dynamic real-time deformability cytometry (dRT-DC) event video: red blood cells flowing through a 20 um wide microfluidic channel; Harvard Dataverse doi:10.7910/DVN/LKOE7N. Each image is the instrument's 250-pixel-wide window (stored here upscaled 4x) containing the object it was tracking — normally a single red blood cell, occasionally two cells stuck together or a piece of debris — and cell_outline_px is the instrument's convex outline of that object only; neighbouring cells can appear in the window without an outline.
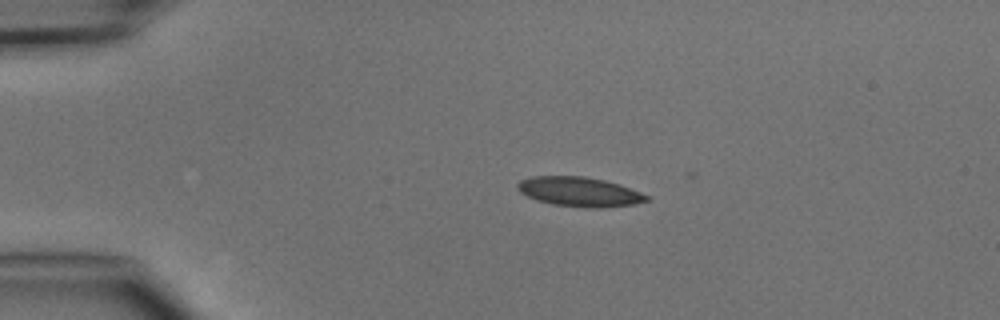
{"species": "common noctule bat (a hibernating species)", "species_latin": "Nyctalus noctula", "temperature_condition": "cold", "stored_images_in_passage": 3, "camera_frame_rate_fps": 3000, "um_per_image_px": 0.085, "animal": {"sex": "male", "body_mass_g": 15.6}, "frame": {"image": 1, "passage_image": 2, "time_ms": 1.333, "image_size_px": [1000, 320], "cell_outline_px": [[652, 200], [632, 204], [600, 208], [596, 208], [552, 204], [536, 200], [520, 192], [516, 188], [516, 184], [520, 180], [532, 176], [584, 176], [604, 180], [620, 184], [652, 196]], "centroid_in_image_um": [49.28, 16.29], "position_along_channel_um": 35.7, "area_um2": 22.31}}